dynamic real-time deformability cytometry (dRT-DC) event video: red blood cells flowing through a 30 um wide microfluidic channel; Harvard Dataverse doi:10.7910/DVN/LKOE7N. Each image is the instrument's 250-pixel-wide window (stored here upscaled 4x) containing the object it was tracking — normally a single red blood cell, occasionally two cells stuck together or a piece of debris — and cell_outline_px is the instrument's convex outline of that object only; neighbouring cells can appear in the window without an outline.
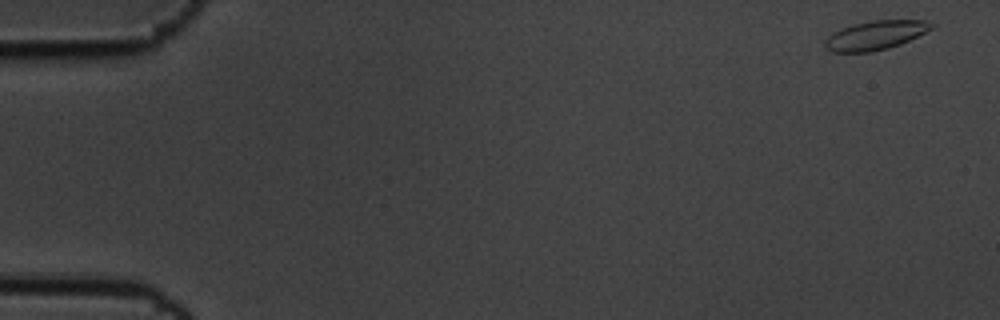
{"species": "common noctule bat (a hibernating species)", "species_latin": "Nyctalus noctula", "temperature_condition": "cold", "stored_images_in_passage": 57, "camera_frame_rate_fps": 3000, "um_per_image_px": 0.085, "animal": {"sex": "male", "body_mass_g": 19.5, "forearm_length_mm": 54.6}, "frame": {"image": 1, "passage_image": 1, "time_ms": 0.0, "image_size_px": [1000, 320], "cell_outline_px": [[936, 28], [900, 44], [888, 48], [872, 52], [832, 52], [824, 48], [824, 40], [832, 32], [840, 28], [852, 24], [868, 20], [924, 20], [936, 24]], "centroid_in_image_um": [74.41, 2.99], "position_along_channel_um": 10.6, "area_um2": 18.44}}
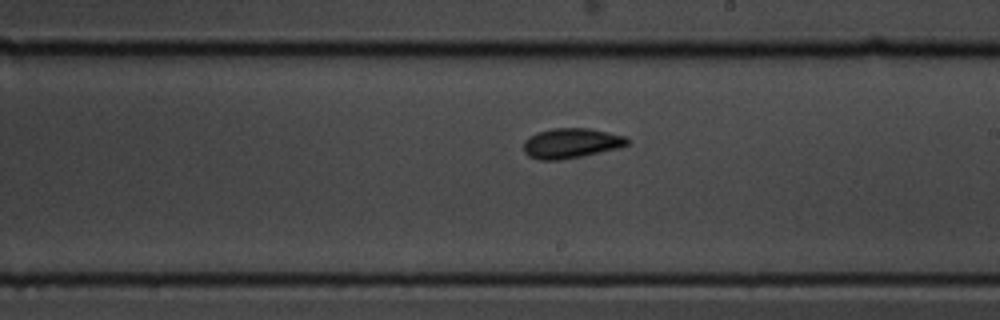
{"frame": {"image": 2, "passage_image": 33, "time_ms": 10.667, "image_size_px": [1000, 320], "cell_outline_px": [[628, 144], [620, 148], [560, 160], [540, 160], [528, 156], [524, 152], [524, 140], [528, 136], [536, 132], [552, 128], [588, 128], [608, 132], [624, 136], [628, 140]], "centroid_in_image_um": [48.5, 12.17], "position_along_channel_um": 240.5, "area_um2": 18.15}}
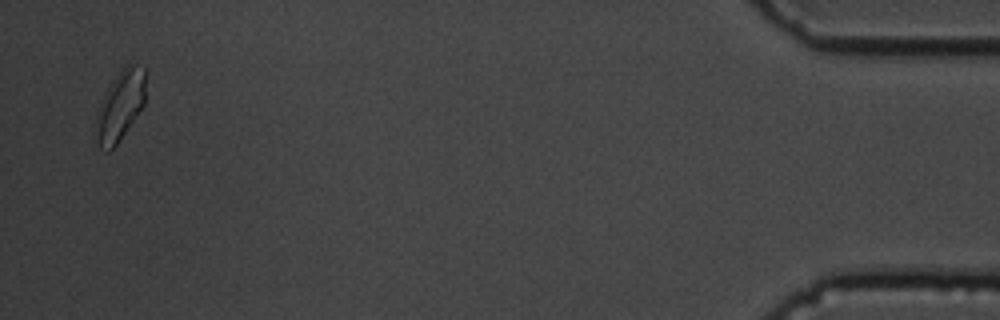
{"frame": {"image": 3, "passage_image": 56, "time_ms": 18.333, "image_size_px": [1000, 320], "cell_outline_px": [[144, 104], [136, 116], [116, 144], [108, 152], [100, 148], [92, 136], [92, 128], [96, 112], [108, 88], [124, 64], [132, 64], [144, 68]], "centroid_in_image_um": [10.13, 9.05], "position_along_channel_um": 425.1, "area_um2": 20.23}, "authors_computed_cell_mechanics": {"area_um2": 17.629, "velocity_mm_per_s": 3.4534, "shape_relaxation_time_tau1_ms": 4.6411, "shape_relaxation_time_tau2_ms": 3.459, "deformation_change_tau1": 0.1199, "deformation_change_tau2": 0.0715}}